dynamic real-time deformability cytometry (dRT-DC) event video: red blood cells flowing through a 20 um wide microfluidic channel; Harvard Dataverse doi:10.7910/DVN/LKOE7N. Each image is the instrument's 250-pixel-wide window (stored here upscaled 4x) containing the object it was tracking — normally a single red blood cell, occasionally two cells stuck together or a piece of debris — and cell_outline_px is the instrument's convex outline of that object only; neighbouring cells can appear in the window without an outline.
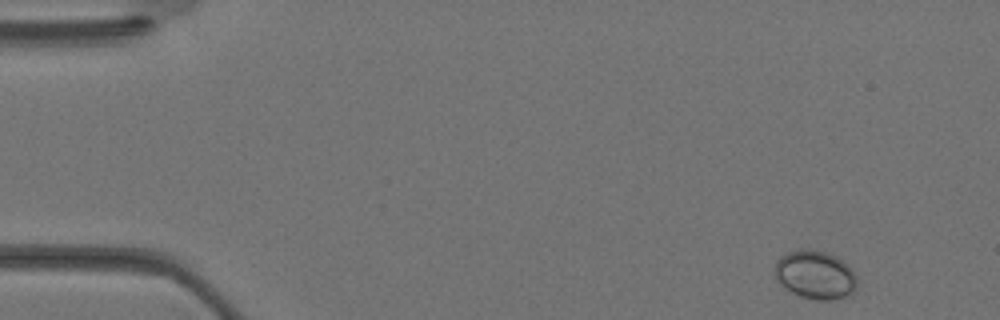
{"species": "Egyptian fruit bat (a non-hibernating species)", "species_latin": "Rousettus aegyptiacus", "temperature_condition": "warm", "stored_images_in_passage": 34, "camera_frame_rate_fps": 3000, "um_per_image_px": 0.085, "animal": {"sex": "female"}, "frame": {"image": 1, "passage_image": 1, "time_ms": 0.0, "image_size_px": [1000, 320], "cell_outline_px": [[856, 288], [848, 296], [828, 300], [816, 300], [800, 296], [784, 288], [776, 280], [772, 272], [772, 268], [776, 260], [780, 256], [788, 252], [804, 248], [812, 248], [836, 256], [848, 264], [856, 276]], "centroid_in_image_um": [69.24, 23.34], "position_along_channel_um": 15.8, "area_um2": 23.7}}
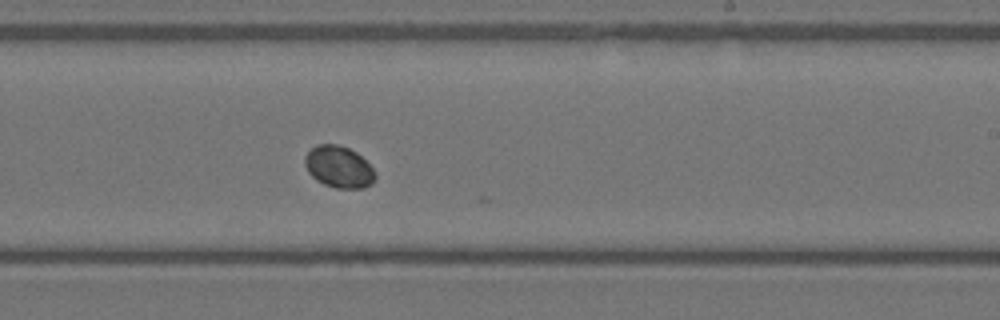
{"frame": {"image": 2, "passage_image": 20, "time_ms": 6.333, "image_size_px": [1000, 320], "cell_outline_px": [[376, 180], [372, 184], [364, 188], [336, 188], [324, 184], [316, 180], [308, 172], [304, 164], [304, 156], [316, 144], [340, 144], [356, 152], [372, 168], [376, 176]], "centroid_in_image_um": [28.78, 14.19], "position_along_channel_um": 260.2, "area_um2": 17.17}}
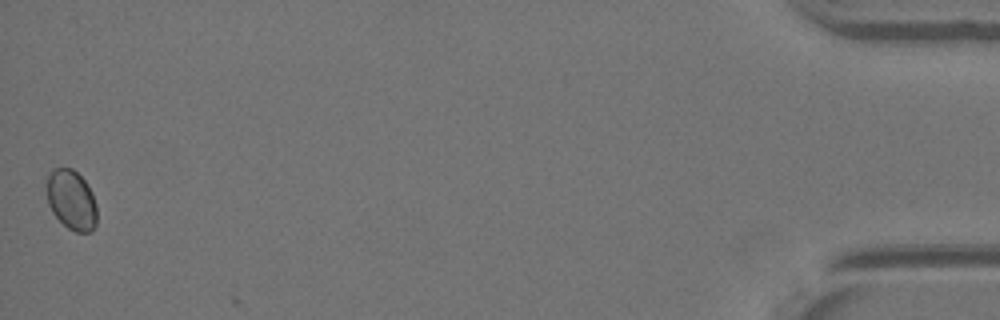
{"frame": {"image": 3, "passage_image": 34, "time_ms": 11.0, "image_size_px": [1000, 320], "cell_outline_px": [[96, 224], [92, 232], [76, 232], [68, 228], [52, 212], [48, 204], [44, 188], [44, 184], [52, 168], [72, 168], [88, 184], [92, 192], [96, 204]], "centroid_in_image_um": [6.04, 16.97], "position_along_channel_um": 429.2, "area_um2": 17.86}}